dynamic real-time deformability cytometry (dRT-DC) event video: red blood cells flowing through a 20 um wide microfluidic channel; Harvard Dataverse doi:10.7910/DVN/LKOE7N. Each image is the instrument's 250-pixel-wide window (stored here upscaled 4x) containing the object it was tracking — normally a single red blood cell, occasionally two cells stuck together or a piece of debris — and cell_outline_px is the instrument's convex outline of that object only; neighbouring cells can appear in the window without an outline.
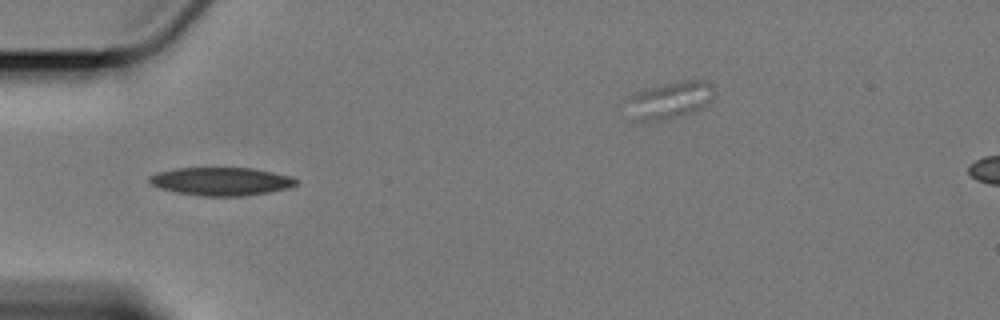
{"species": "Egyptian fruit bat (a non-hibernating species)", "species_latin": "Rousettus aegyptiacus", "temperature_condition": "cold", "stored_images_in_passage": 5, "camera_frame_rate_fps": 3000, "um_per_image_px": 0.085, "animal": {"sex": "female"}, "frame": {"image": 1, "passage_image": 5, "time_ms": 4.667, "image_size_px": [1000, 320], "cell_outline_px": [[296, 184], [288, 188], [268, 192], [244, 196], [200, 196], [176, 192], [160, 188], [152, 184], [148, 180], [148, 176], [156, 172], [176, 168], [252, 168], [292, 176], [296, 180]], "centroid_in_image_um": [18.77, 15.41], "position_along_channel_um": 66.2, "area_um2": 24.04}}